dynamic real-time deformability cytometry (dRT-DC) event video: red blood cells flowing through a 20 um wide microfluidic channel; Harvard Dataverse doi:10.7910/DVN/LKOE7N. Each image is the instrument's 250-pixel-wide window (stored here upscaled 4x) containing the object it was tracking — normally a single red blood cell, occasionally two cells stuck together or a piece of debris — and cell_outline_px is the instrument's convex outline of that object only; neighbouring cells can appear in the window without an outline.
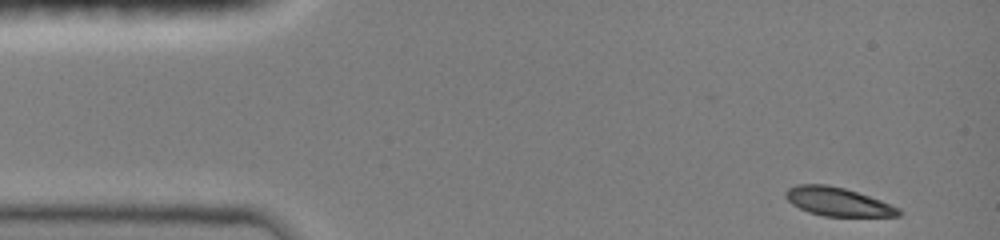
{"species": "common noctule bat (a hibernating species)", "species_latin": "Nyctalus noctula", "temperature_condition": "room temperature", "stored_images_in_passage": 39, "camera_frame_rate_fps": 3000, "um_per_image_px": 0.085, "animal": {"sex": "female", "body_mass_g": 19.0, "forearm_length_mm": 51.5}, "frame": {"image": 1, "passage_image": 1, "time_ms": 0.0, "image_size_px": [1000, 240], "cell_outline_px": [[904, 212], [900, 216], [824, 216], [808, 212], [792, 204], [784, 196], [784, 192], [788, 188], [796, 184], [828, 184], [844, 188], [880, 200], [900, 208]], "centroid_in_image_um": [71.2, 17.14], "position_along_channel_um": 13.8, "area_um2": 18.84}}
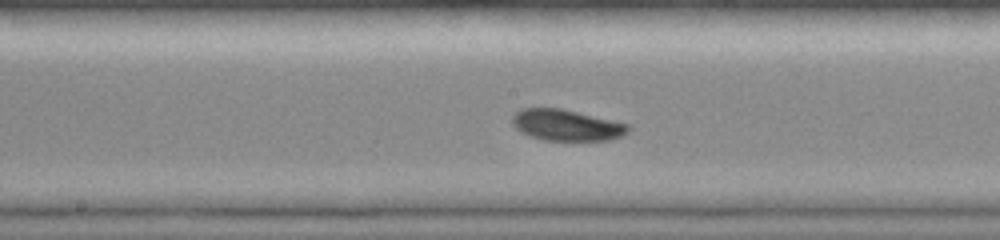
{"frame": {"image": 2, "passage_image": 21, "time_ms": 6.667, "image_size_px": [1000, 240], "cell_outline_px": [[628, 132], [612, 140], [544, 140], [532, 136], [516, 128], [512, 124], [512, 116], [520, 108], [560, 108], [628, 124]], "centroid_in_image_um": [48.13, 10.63], "position_along_channel_um": 200.1, "area_um2": 20.69}}
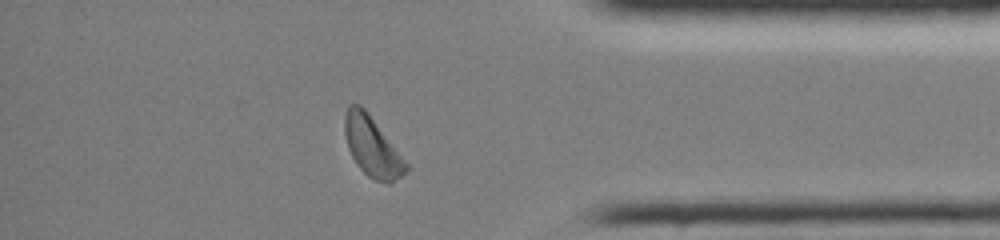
{"frame": {"image": 3, "passage_image": 36, "time_ms": 11.667, "image_size_px": [1000, 240], "cell_outline_px": [[408, 168], [400, 176], [388, 184], [372, 180], [356, 164], [348, 148], [344, 132], [344, 116], [348, 104], [360, 104], [368, 112], [408, 164]], "centroid_in_image_um": [31.6, 12.45], "position_along_channel_um": 403.6, "area_um2": 21.21}, "authors_computed_cell_mechanics": {"area_um2": 20.6924, "velocity_mm_per_s": 4.0415, "shape_relaxation_time_tau1_ms": 3.6524, "shape_relaxation_time_tau2_ms": null, "deformation_change_tau1": 0.1001, "deformation_change_tau2": null}}